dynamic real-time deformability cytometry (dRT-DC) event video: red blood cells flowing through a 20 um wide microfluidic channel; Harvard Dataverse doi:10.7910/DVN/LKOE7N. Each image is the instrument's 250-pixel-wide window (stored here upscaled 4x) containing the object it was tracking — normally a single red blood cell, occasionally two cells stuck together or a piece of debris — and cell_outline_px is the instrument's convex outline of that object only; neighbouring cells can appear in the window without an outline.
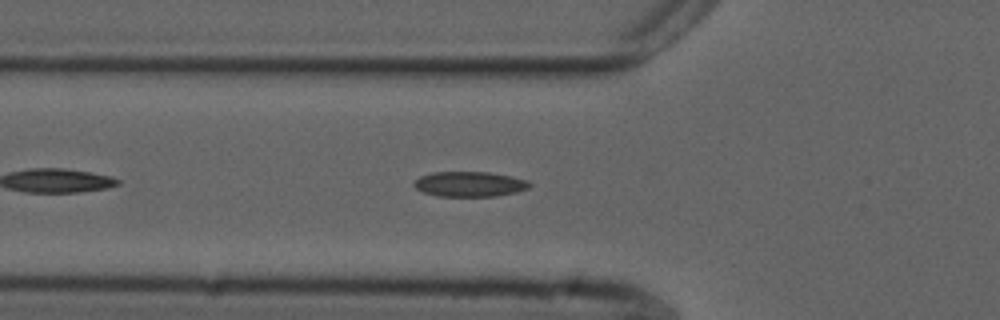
{"species": "common noctule bat (a hibernating species)", "species_latin": "Nyctalus noctula", "temperature_condition": "cold", "stored_images_in_passage": 40, "camera_frame_rate_fps": 3000, "um_per_image_px": 0.085, "animal": {"sex": "male", "forearm_length_mm": 52.5}, "frame": {"image": 1, "passage_image": 7, "time_ms": 2.0, "image_size_px": [1000, 320], "cell_outline_px": [[532, 184], [528, 188], [516, 192], [496, 196], [440, 196], [424, 192], [416, 188], [412, 184], [420, 176], [432, 172], [488, 172], [512, 176], [528, 180]], "centroid_in_image_um": [39.94, 15.64], "position_along_channel_um": 85.9, "area_um2": 16.88}}
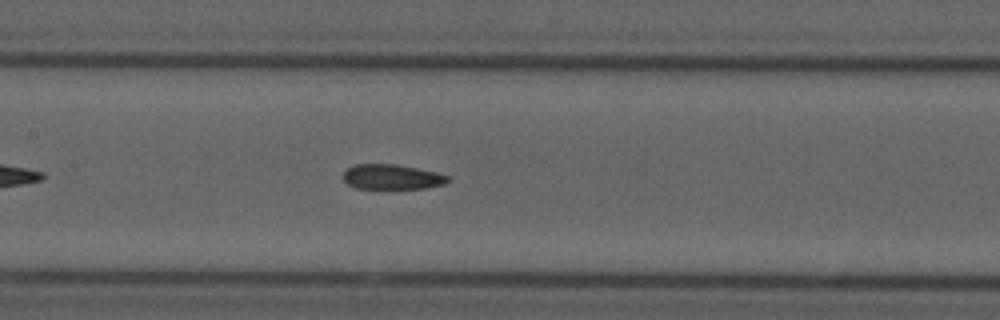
{"frame": {"image": 2, "passage_image": 14, "time_ms": 4.333, "image_size_px": [1000, 320], "cell_outline_px": [[452, 180], [444, 184], [424, 188], [356, 188], [348, 184], [344, 180], [344, 172], [348, 168], [356, 164], [396, 164], [436, 172], [448, 176]], "centroid_in_image_um": [33.33, 15.03], "position_along_channel_um": 174.1, "area_um2": 15.09}}
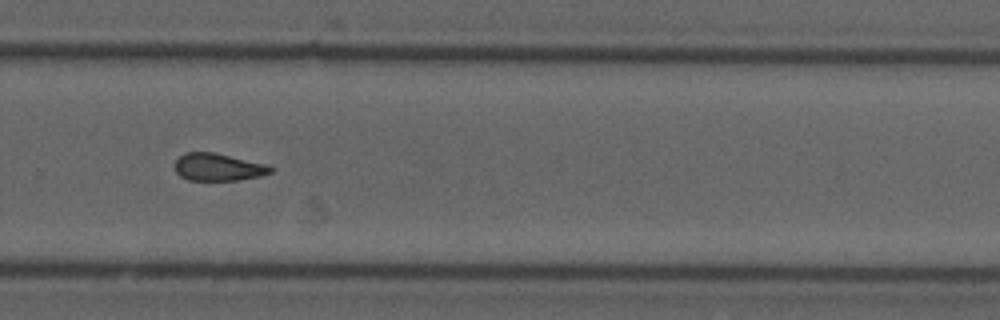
{"frame": {"image": 3, "passage_image": 25, "time_ms": 8.0, "image_size_px": [1000, 320], "cell_outline_px": [[276, 168], [272, 172], [260, 176], [236, 180], [188, 180], [180, 176], [176, 172], [176, 160], [184, 152], [216, 152], [268, 164]], "centroid_in_image_um": [18.59, 14.19], "position_along_channel_um": 311.2, "area_um2": 15.49}, "authors_computed_cell_mechanics": {"area_um2": 16.0395, "velocity_mm_per_s": 3.7567, "shape_relaxation_time_tau1_ms": null, "shape_relaxation_time_tau2_ms": 4.2061, "deformation_change_tau1": null, "deformation_change_tau2": 0.1143}}